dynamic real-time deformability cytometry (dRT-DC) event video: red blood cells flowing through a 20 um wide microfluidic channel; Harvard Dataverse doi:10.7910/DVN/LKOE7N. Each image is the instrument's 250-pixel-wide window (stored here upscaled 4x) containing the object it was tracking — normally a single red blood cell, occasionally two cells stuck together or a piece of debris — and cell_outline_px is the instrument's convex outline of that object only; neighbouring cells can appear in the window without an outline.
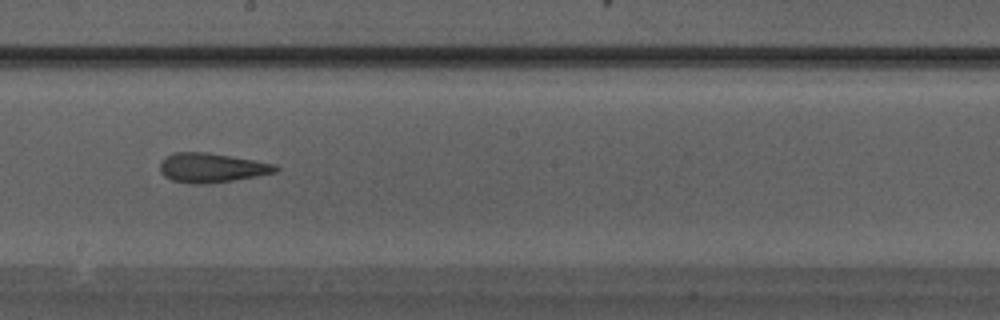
{"species": "Egyptian fruit bat (a non-hibernating species)", "species_latin": "Rousettus aegyptiacus", "temperature_condition": "warm", "stored_images_in_passage": 30, "camera_frame_rate_fps": 3000, "um_per_image_px": 0.085, "animal": {"sex": "male"}, "frame": {"image": 1, "passage_image": 18, "time_ms": 5.667, "image_size_px": [1000, 320], "cell_outline_px": [[280, 168], [276, 172], [256, 176], [232, 180], [200, 184], [192, 184], [172, 180], [164, 176], [160, 172], [160, 164], [168, 156], [176, 152], [208, 152], [276, 164]], "centroid_in_image_um": [18.0, 14.26], "position_along_channel_um": 230.2, "area_um2": 19.54}}
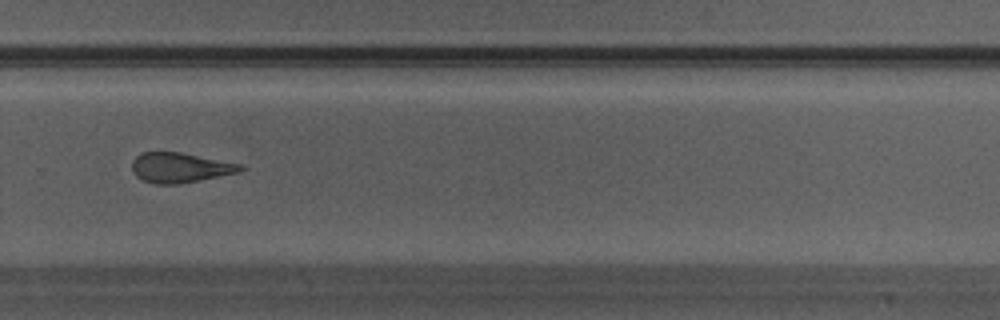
{"frame": {"image": 2, "passage_image": 22, "time_ms": 7.0, "image_size_px": [1000, 320], "cell_outline_px": [[248, 168], [240, 172], [176, 184], [156, 184], [144, 180], [136, 176], [132, 168], [132, 160], [136, 156], [144, 152], [180, 152], [240, 164]], "centroid_in_image_um": [15.31, 14.24], "position_along_channel_um": 314.5, "area_um2": 18.67}}